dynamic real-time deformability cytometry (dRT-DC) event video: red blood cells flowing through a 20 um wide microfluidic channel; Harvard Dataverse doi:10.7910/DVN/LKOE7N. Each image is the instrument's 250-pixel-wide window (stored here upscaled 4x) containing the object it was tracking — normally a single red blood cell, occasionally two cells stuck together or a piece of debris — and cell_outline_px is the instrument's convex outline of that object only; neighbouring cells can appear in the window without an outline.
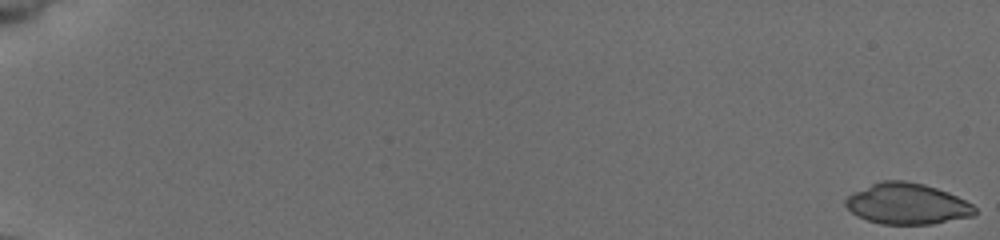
{"species": "common noctule bat (a hibernating species)", "species_latin": "Nyctalus noctula", "temperature_condition": "cold", "stored_images_in_passage": 20, "camera_frame_rate_fps": 3000, "um_per_image_px": 0.085, "animal": {"sex": "female", "body_mass_g": 19.5, "forearm_length_mm": 54.1}, "frame": {"image": 1, "passage_image": 1, "time_ms": 0.0, "image_size_px": [1000, 240], "cell_outline_px": [[976, 212], [972, 216], [932, 224], [880, 224], [856, 216], [844, 204], [844, 200], [852, 192], [880, 180], [904, 180], [924, 184], [948, 192], [972, 204], [976, 208]], "centroid_in_image_um": [77.07, 17.32], "position_along_channel_um": 7.9, "area_um2": 30.92}}